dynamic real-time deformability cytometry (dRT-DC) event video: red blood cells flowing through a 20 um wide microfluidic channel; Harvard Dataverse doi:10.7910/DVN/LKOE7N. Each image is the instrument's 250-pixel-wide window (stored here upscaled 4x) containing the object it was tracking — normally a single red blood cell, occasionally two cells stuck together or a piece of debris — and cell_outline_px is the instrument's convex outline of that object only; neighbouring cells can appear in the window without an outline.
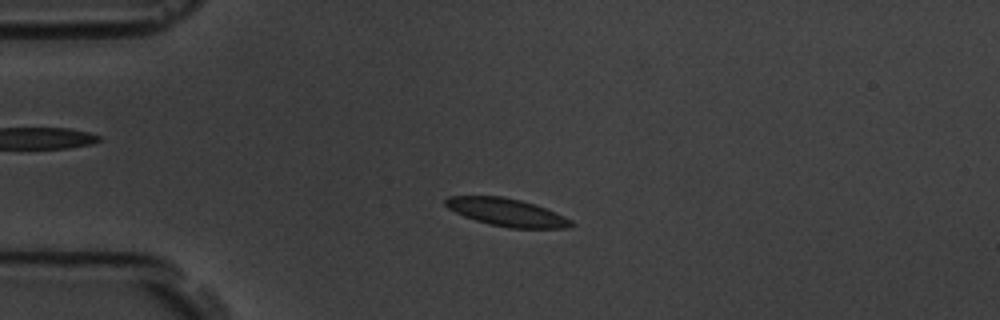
{"species": "common noctule bat (a hibernating species)", "species_latin": "Nyctalus noctula", "temperature_condition": "room temperature", "stored_images_in_passage": 57, "camera_frame_rate_fps": 3000, "um_per_image_px": 0.085, "animal": {"sex": "male", "body_mass_g": 19.5, "forearm_length_mm": 54.6}, "frame": {"image": 1, "passage_image": 13, "time_ms": 4.0, "image_size_px": [1000, 320], "cell_outline_px": [[576, 224], [568, 228], [508, 228], [488, 224], [464, 216], [448, 208], [444, 204], [444, 200], [448, 196], [504, 196], [520, 200], [544, 208], [564, 216], [572, 220]], "centroid_in_image_um": [43.07, 18.05], "position_along_channel_um": 41.9, "area_um2": 20.23}}
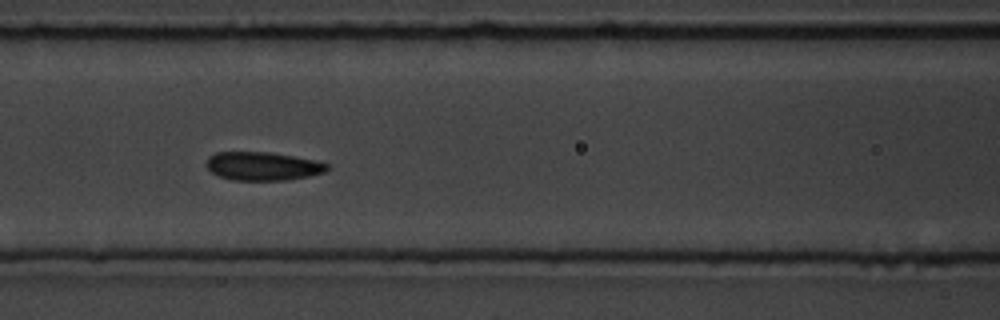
{"frame": {"image": 2, "passage_image": 24, "time_ms": 7.667, "image_size_px": [1000, 320], "cell_outline_px": [[328, 168], [324, 172], [308, 176], [288, 180], [232, 180], [216, 176], [208, 168], [208, 156], [216, 152], [268, 152], [316, 160], [328, 164]], "centroid_in_image_um": [22.32, 14.13], "position_along_channel_um": 144.3, "area_um2": 19.94}}
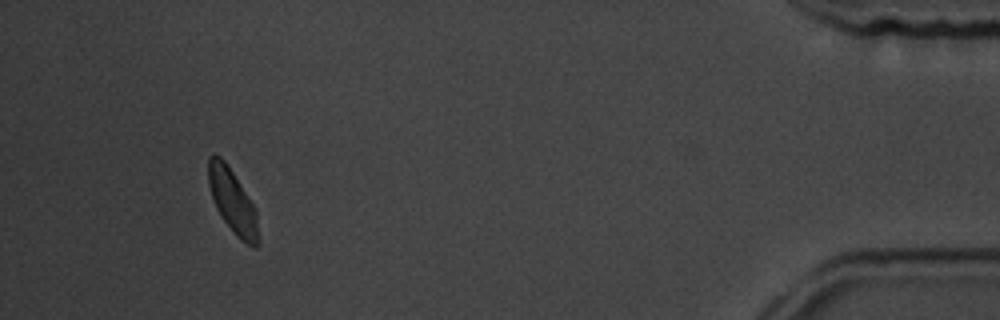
{"frame": {"image": 3, "passage_image": 53, "time_ms": 17.333, "image_size_px": [1000, 320], "cell_outline_px": [[260, 244], [256, 248], [252, 248], [240, 240], [236, 236], [220, 216], [216, 208], [208, 184], [208, 156], [212, 152], [216, 152], [224, 160], [232, 172], [252, 204], [256, 212]], "centroid_in_image_um": [19.75, 17.14], "position_along_channel_um": 415.4, "area_um2": 18.67}, "authors_computed_cell_mechanics": {"area_um2": 20.1144, "velocity_mm_per_s": 3.5108, "shape_relaxation_time_tau1_ms": 2.7089, "shape_relaxation_time_tau2_ms": 1.5741, "deformation_change_tau1": 0.0848, "deformation_change_tau2": 0.0737}}